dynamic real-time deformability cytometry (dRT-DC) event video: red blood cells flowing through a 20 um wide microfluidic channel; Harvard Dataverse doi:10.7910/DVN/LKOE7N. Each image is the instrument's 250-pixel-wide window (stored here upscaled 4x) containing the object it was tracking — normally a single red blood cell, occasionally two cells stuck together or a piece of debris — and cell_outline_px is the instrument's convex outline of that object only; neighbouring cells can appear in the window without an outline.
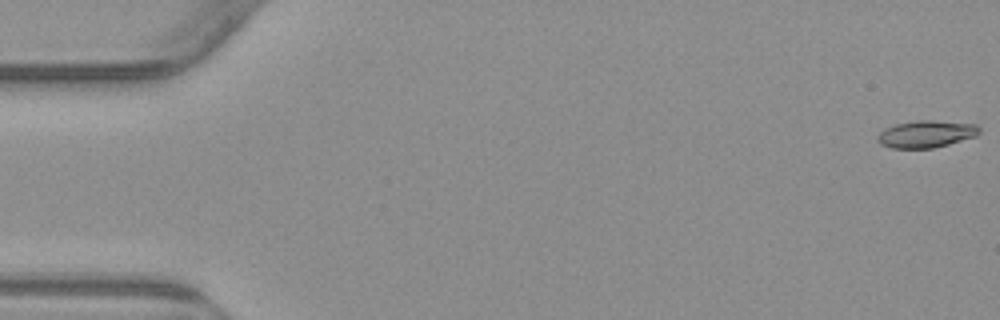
{"species": "common noctule bat (a hibernating species)", "species_latin": "Nyctalus noctula", "temperature_condition": "warm", "stored_images_in_passage": 55, "camera_frame_rate_fps": 3000, "um_per_image_px": 0.085, "animal": {"sex": "male", "body_mass_g": 23.1, "forearm_length_mm": 52.7}, "frame": {"image": 1, "passage_image": 1, "time_ms": 0.0, "image_size_px": [1000, 320], "cell_outline_px": [[980, 132], [976, 136], [948, 144], [932, 148], [892, 148], [880, 144], [876, 140], [876, 136], [884, 128], [896, 124], [916, 120], [932, 120], [976, 124], [980, 128]], "centroid_in_image_um": [78.7, 11.39], "position_along_channel_um": 6.3, "area_um2": 16.13}}
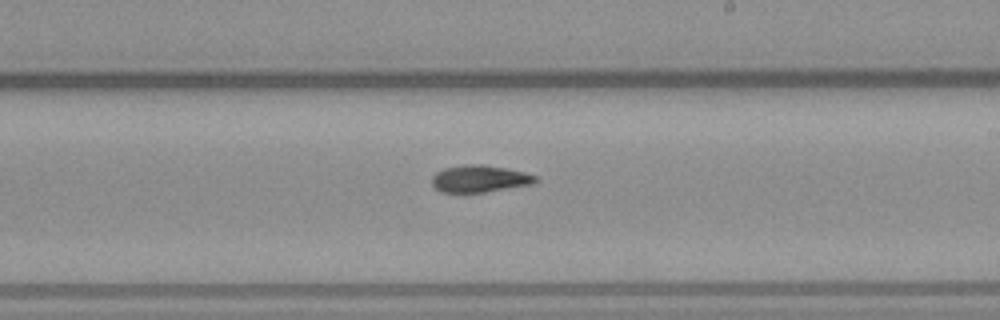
{"frame": {"image": 2, "passage_image": 32, "time_ms": 10.333, "image_size_px": [1000, 320], "cell_outline_px": [[540, 180], [532, 184], [484, 192], [440, 192], [432, 184], [432, 176], [436, 172], [444, 168], [464, 164], [480, 164], [504, 168], [524, 172], [536, 176]], "centroid_in_image_um": [40.76, 15.19], "position_along_channel_um": 248.2, "area_um2": 16.24}}
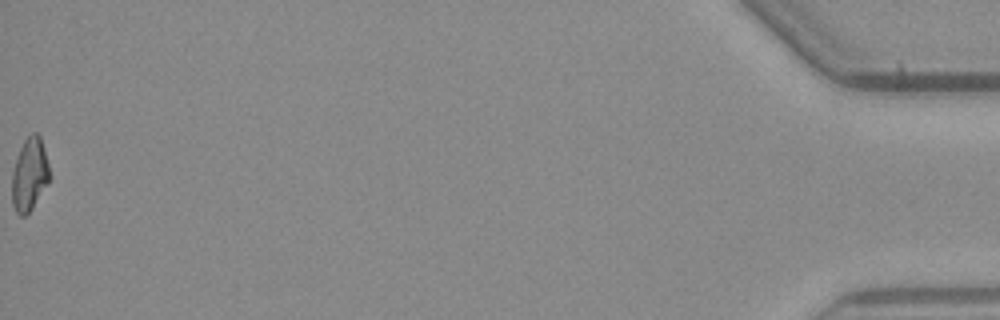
{"frame": {"image": 3, "passage_image": 55, "time_ms": 18.0, "image_size_px": [1000, 320], "cell_outline_px": [[52, 176], [32, 208], [24, 216], [20, 216], [16, 212], [12, 204], [12, 172], [20, 148], [24, 140], [32, 132], [36, 132], [40, 136]], "centroid_in_image_um": [2.52, 14.82], "position_along_channel_um": 432.7, "area_um2": 15.95}, "authors_computed_cell_mechanics": {"area_um2": 16.2418, "velocity_mm_per_s": 3.8454, "shape_relaxation_time_tau1_ms": 8.8547, "shape_relaxation_time_tau2_ms": 10.9, "deformation_change_tau1": 0.2134, "deformation_change_tau2": 0.1909}}